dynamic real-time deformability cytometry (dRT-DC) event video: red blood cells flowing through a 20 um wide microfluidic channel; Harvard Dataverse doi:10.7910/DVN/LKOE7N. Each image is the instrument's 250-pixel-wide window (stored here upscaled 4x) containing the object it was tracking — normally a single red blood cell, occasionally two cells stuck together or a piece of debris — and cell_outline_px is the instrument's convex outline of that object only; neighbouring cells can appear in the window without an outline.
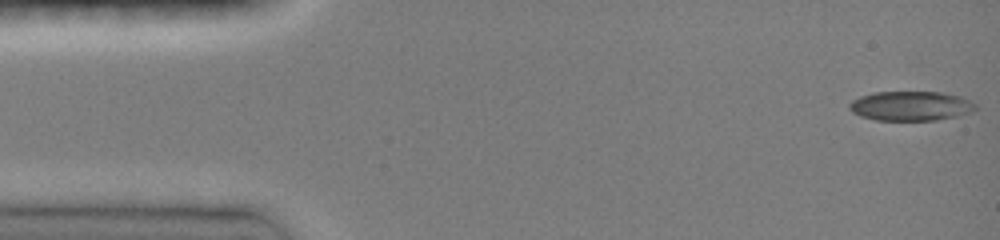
{"species": "common noctule bat (a hibernating species)", "species_latin": "Nyctalus noctula", "temperature_condition": "room temperature", "stored_images_in_passage": 44, "camera_frame_rate_fps": 3000, "um_per_image_px": 0.085, "animal": {"sex": "female", "body_mass_g": 19.0, "forearm_length_mm": 51.5}, "frame": {"image": 1, "passage_image": 1, "time_ms": 0.0, "image_size_px": [1000, 240], "cell_outline_px": [[976, 108], [972, 112], [956, 116], [936, 120], [876, 120], [860, 116], [852, 112], [848, 108], [848, 104], [852, 100], [860, 96], [872, 92], [940, 92], [960, 96], [976, 104]], "centroid_in_image_um": [77.38, 9.0], "position_along_channel_um": 7.6, "area_um2": 21.73}}
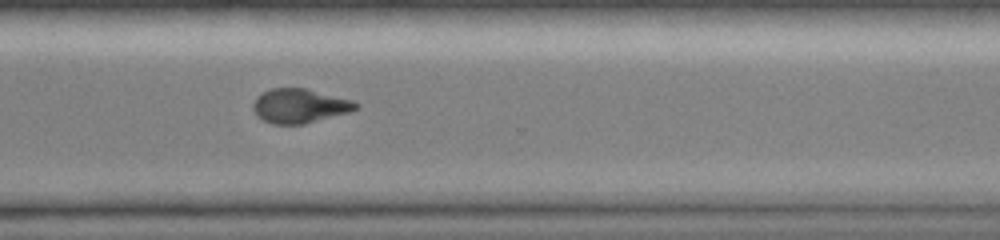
{"frame": {"image": 2, "passage_image": 34, "time_ms": 11.0, "image_size_px": [1000, 240], "cell_outline_px": [[360, 104], [352, 112], [304, 124], [272, 124], [256, 116], [252, 108], [252, 104], [256, 96], [272, 88], [304, 88], [352, 100]], "centroid_in_image_um": [25.45, 9.01], "position_along_channel_um": 345.1, "area_um2": 20.58}}
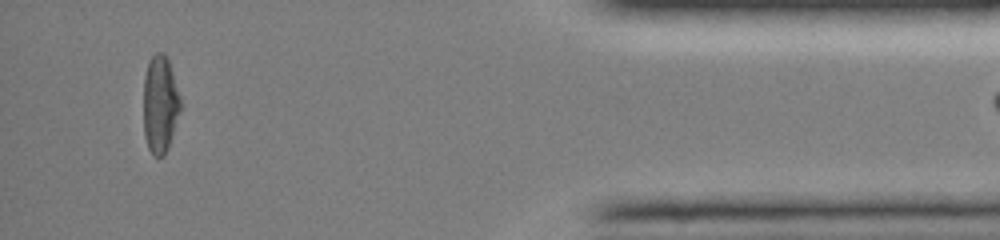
{"frame": {"image": 3, "passage_image": 43, "time_ms": 14.0, "image_size_px": [1000, 240], "cell_outline_px": [[180, 112], [168, 148], [164, 156], [152, 156], [148, 148], [144, 136], [144, 76], [148, 60], [156, 52], [164, 52], [168, 60], [180, 96]], "centroid_in_image_um": [13.6, 8.87], "position_along_channel_um": 421.6, "area_um2": 21.1}}